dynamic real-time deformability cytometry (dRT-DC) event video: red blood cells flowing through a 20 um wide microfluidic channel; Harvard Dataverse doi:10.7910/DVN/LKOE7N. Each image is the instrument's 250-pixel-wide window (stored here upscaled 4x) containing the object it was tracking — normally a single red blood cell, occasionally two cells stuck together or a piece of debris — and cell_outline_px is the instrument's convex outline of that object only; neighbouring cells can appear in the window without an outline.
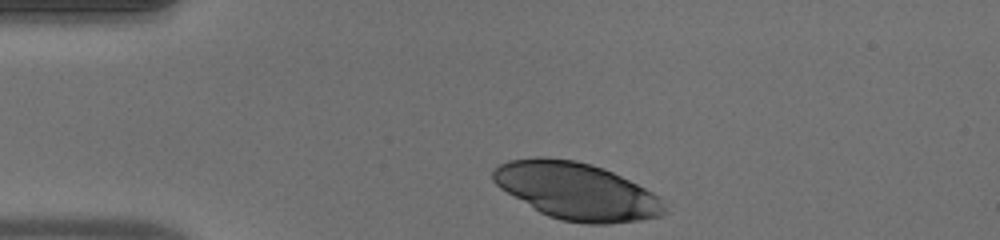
{"species": "human", "species_latin": "Homo sapiens", "temperature_condition": "warm", "stored_images_in_passage": 34, "camera_frame_rate_fps": 3000, "um_per_image_px": 0.085, "donor": {"sex": "male"}, "frame": {"image": 1, "passage_image": 1, "time_ms": 0.0, "image_size_px": [1000, 240], "cell_outline_px": [[664, 212], [660, 216], [640, 220], [608, 224], [584, 224], [560, 220], [548, 216], [540, 212], [500, 188], [492, 180], [492, 172], [500, 164], [508, 160], [536, 156], [544, 156], [576, 160], [592, 164], [604, 168], [652, 192], [656, 196], [664, 208]], "centroid_in_image_um": [48.95, 16.23], "position_along_channel_um": 36.1, "area_um2": 56.64}}